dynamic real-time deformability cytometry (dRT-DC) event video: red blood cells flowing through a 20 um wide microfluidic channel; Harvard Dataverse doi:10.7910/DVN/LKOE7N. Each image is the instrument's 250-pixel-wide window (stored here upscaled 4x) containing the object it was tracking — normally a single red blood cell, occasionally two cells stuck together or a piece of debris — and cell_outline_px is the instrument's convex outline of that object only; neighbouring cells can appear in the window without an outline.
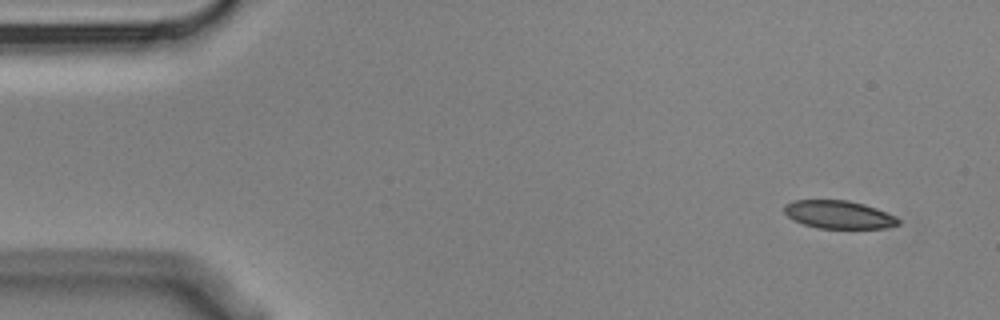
{"species": "Egyptian fruit bat (a non-hibernating species)", "species_latin": "Rousettus aegyptiacus", "temperature_condition": "cold", "stored_images_in_passage": 6, "camera_frame_rate_fps": 3000, "um_per_image_px": 0.085, "animal": {"sex": "male"}, "frame": {"image": 1, "passage_image": 1, "time_ms": 0.0, "image_size_px": [1000, 320], "cell_outline_px": [[900, 224], [884, 228], [820, 228], [804, 224], [788, 216], [784, 212], [784, 204], [792, 200], [848, 200], [864, 204], [876, 208], [896, 216], [900, 220]], "centroid_in_image_um": [71.3, 18.23], "position_along_channel_um": 13.7, "area_um2": 18.55}}
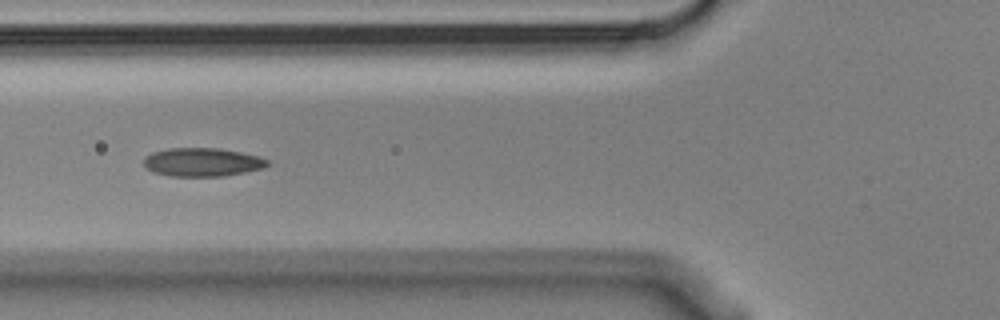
{"frame": {"image": 2, "passage_image": 5, "time_ms": 1.333, "image_size_px": [1000, 320], "cell_outline_px": [[268, 164], [264, 168], [224, 176], [172, 176], [156, 172], [148, 168], [144, 164], [144, 156], [152, 152], [168, 148], [216, 148], [240, 152], [256, 156], [268, 160]], "centroid_in_image_um": [17.18, 13.78], "position_along_channel_um": 108.6, "area_um2": 20.29}}
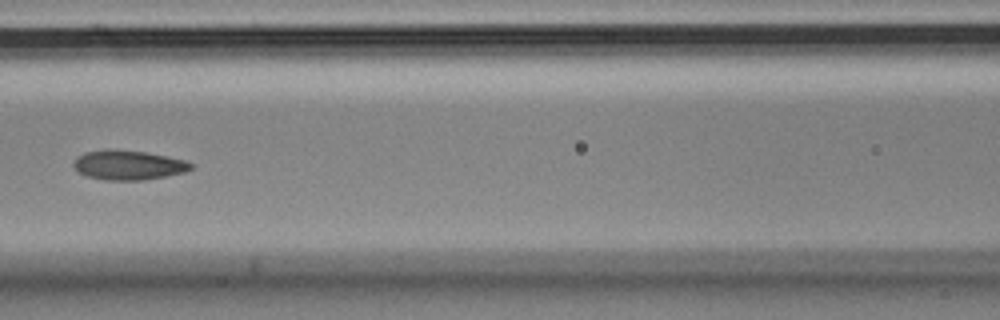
{"frame": {"image": 3, "passage_image": 6, "time_ms": 1.667, "image_size_px": [1000, 320], "cell_outline_px": [[192, 168], [184, 172], [144, 180], [104, 180], [88, 176], [80, 172], [72, 164], [84, 152], [144, 152], [168, 156], [184, 160], [192, 164]], "centroid_in_image_um": [10.97, 14.07], "position_along_channel_um": 155.6, "area_um2": 19.13}}